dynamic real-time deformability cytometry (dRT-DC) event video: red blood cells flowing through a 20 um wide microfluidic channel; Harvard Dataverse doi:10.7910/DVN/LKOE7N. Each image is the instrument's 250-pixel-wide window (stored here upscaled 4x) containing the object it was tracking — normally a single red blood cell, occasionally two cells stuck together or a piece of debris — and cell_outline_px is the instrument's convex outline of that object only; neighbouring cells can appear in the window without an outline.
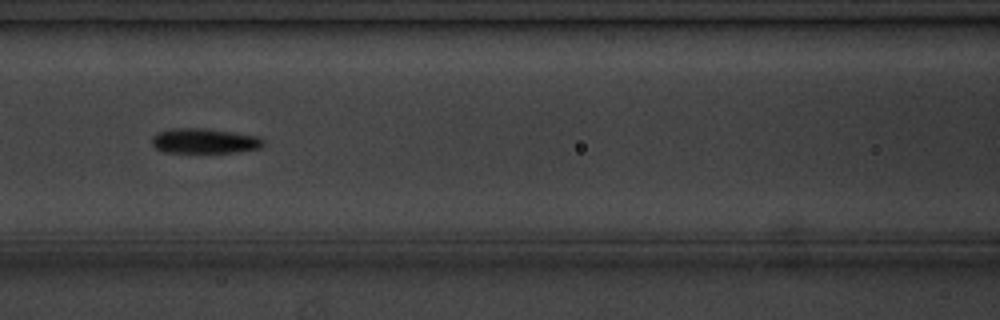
{"species": "common noctule bat (a hibernating species)", "species_latin": "Nyctalus noctula", "temperature_condition": "cold", "stored_images_in_passage": 8, "camera_frame_rate_fps": 3000, "um_per_image_px": 0.085, "animal": {"sex": "male", "body_mass_g": 20.1, "forearm_length_mm": 53.5}, "frame": {"image": 1, "passage_image": 7, "time_ms": 7.0, "image_size_px": [1000, 320], "cell_outline_px": [[264, 144], [260, 148], [236, 152], [164, 152], [156, 148], [152, 144], [152, 136], [156, 132], [172, 128], [204, 128], [232, 132], [256, 136], [264, 140]], "centroid_in_image_um": [17.34, 11.97], "position_along_channel_um": 149.3, "area_um2": 16.18}}